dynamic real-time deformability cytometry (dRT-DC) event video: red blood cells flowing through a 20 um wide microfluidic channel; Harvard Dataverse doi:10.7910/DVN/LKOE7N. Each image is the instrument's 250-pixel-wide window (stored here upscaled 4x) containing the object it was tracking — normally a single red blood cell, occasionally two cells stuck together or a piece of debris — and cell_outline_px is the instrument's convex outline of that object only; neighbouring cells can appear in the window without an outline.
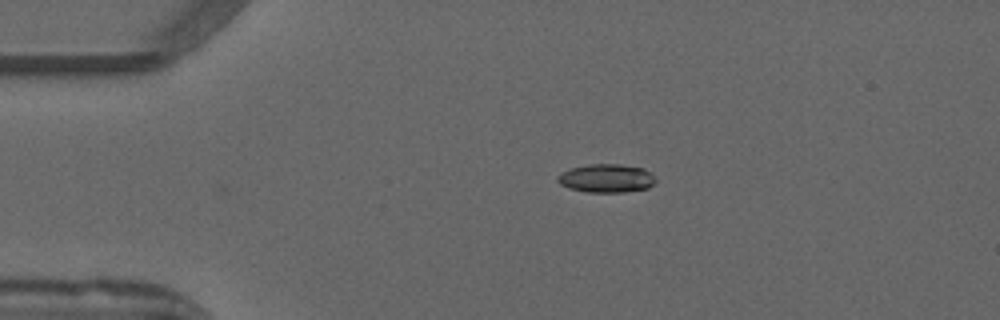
{"species": "common noctule bat (a hibernating species)", "species_latin": "Nyctalus noctula", "temperature_condition": "warm", "stored_images_in_passage": 41, "camera_frame_rate_fps": 3000, "um_per_image_px": 0.085, "animal": {"sex": "male", "forearm_length_mm": 52.5}, "frame": {"image": 1, "passage_image": 1, "time_ms": 0.0, "image_size_px": [1000, 320], "cell_outline_px": [[656, 180], [648, 188], [624, 192], [588, 192], [568, 188], [560, 184], [556, 180], [556, 176], [560, 172], [572, 168], [588, 164], [620, 164], [644, 168], [656, 176]], "centroid_in_image_um": [51.53, 15.15], "position_along_channel_um": 33.5, "area_um2": 16.42}}
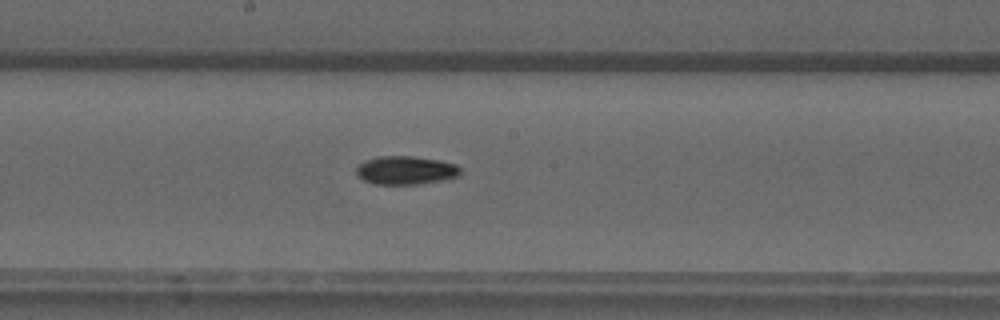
{"frame": {"image": 2, "passage_image": 18, "time_ms": 5.667, "image_size_px": [1000, 320], "cell_outline_px": [[460, 176], [444, 180], [420, 184], [376, 184], [364, 180], [356, 172], [356, 168], [360, 164], [368, 160], [380, 156], [412, 156], [436, 160], [456, 164], [460, 168]], "centroid_in_image_um": [34.53, 14.48], "position_along_channel_um": 213.7, "area_um2": 17.05}}
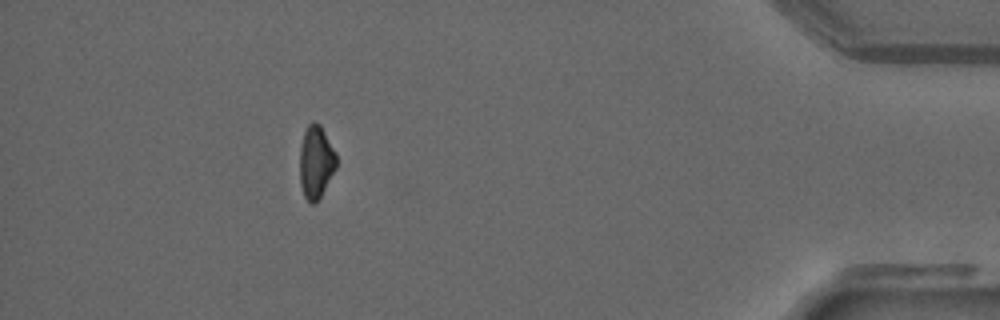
{"frame": {"image": 3, "passage_image": 37, "time_ms": 12.0, "image_size_px": [1000, 320], "cell_outline_px": [[336, 168], [316, 204], [312, 204], [304, 196], [300, 184], [300, 144], [304, 132], [308, 124], [312, 120], [320, 124], [336, 152]], "centroid_in_image_um": [26.85, 13.75], "position_along_channel_um": 408.4, "area_um2": 15.61}, "authors_computed_cell_mechanics": {"area_um2": 16.4152, "velocity_mm_per_s": 3.9624, "shape_relaxation_time_tau1_ms": null, "shape_relaxation_time_tau2_ms": 8.9878, "deformation_change_tau1": null, "deformation_change_tau2": 0.1398}}